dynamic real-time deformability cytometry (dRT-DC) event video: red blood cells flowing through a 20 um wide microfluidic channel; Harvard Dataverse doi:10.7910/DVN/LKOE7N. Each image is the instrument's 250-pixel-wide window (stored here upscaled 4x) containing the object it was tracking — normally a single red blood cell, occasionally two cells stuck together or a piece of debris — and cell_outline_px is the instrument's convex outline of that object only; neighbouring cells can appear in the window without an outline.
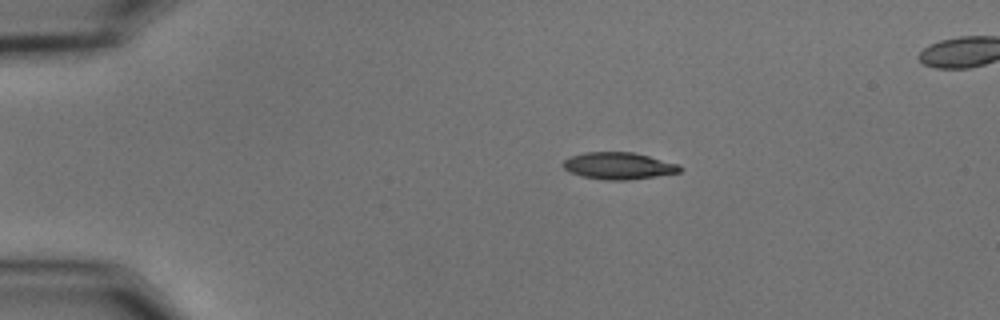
{"species": "common noctule bat (a hibernating species)", "species_latin": "Nyctalus noctula", "temperature_condition": "cold", "stored_images_in_passage": 56, "camera_frame_rate_fps": 3000, "um_per_image_px": 0.085, "animal": {"sex": "male", "body_mass_g": 15.6}, "frame": {"image": 1, "passage_image": 11, "time_ms": 3.333, "image_size_px": [1000, 320], "cell_outline_px": [[684, 168], [680, 172], [656, 176], [628, 180], [604, 180], [580, 176], [568, 172], [560, 164], [568, 156], [584, 152], [632, 152], [680, 164]], "centroid_in_image_um": [52.54, 14.09], "position_along_channel_um": 32.5, "area_um2": 18.61}}
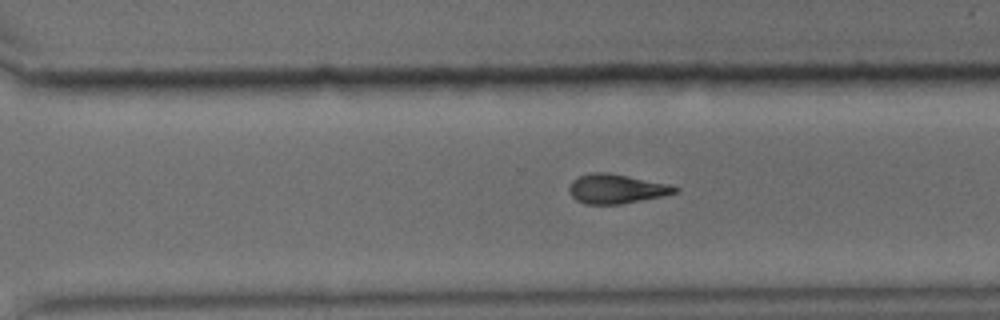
{"frame": {"image": 2, "passage_image": 39, "time_ms": 12.667, "image_size_px": [1000, 320], "cell_outline_px": [[680, 188], [676, 192], [660, 196], [620, 204], [584, 204], [576, 200], [572, 196], [568, 188], [572, 180], [580, 176], [592, 172], [608, 172], [668, 184]], "centroid_in_image_um": [52.34, 16.04], "position_along_channel_um": 318.3, "area_um2": 17.86}}
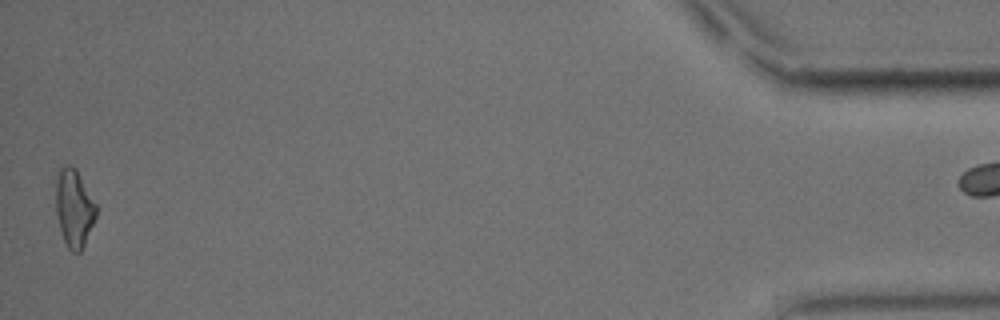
{"frame": {"image": 3, "passage_image": 55, "time_ms": 18.0, "image_size_px": [1000, 320], "cell_outline_px": [[96, 216], [84, 244], [80, 252], [72, 252], [68, 248], [60, 232], [56, 212], [56, 184], [60, 168], [64, 164], [68, 164], [76, 168], [96, 204]], "centroid_in_image_um": [6.28, 17.68], "position_along_channel_um": 428.9, "area_um2": 18.09}}